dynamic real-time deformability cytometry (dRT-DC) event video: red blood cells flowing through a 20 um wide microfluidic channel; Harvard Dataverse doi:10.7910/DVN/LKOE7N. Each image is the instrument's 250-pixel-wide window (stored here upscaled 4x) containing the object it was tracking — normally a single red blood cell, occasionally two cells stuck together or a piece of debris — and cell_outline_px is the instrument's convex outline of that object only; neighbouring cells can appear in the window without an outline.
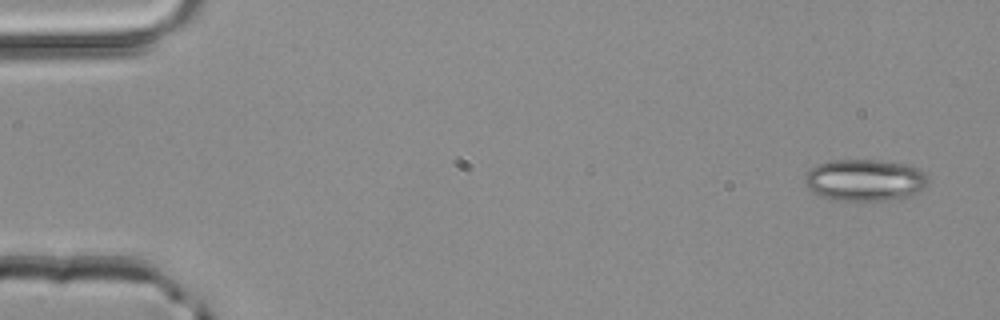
{"species": "common noctule bat (a hibernating species)", "species_latin": "Nyctalus noctula", "temperature_condition": "room temperature", "stored_images_in_passage": 5, "segment_of_instrument_passage": [1, 2], "camera_frame_rate_fps": 3000, "um_per_image_px": 0.085, "animal": {"sex": "male", "body_mass_g": 20.4}, "frame": {"image": 1, "passage_image": 1, "time_ms": 0.0, "image_size_px": [1000, 320], "cell_outline_px": [[928, 184], [924, 188], [908, 196], [884, 200], [832, 200], [820, 196], [808, 188], [804, 184], [804, 172], [820, 164], [832, 160], [880, 160], [904, 164], [920, 168], [924, 172], [928, 180]], "centroid_in_image_um": [73.49, 15.3], "position_along_channel_um": 11.5, "area_um2": 30.0}}